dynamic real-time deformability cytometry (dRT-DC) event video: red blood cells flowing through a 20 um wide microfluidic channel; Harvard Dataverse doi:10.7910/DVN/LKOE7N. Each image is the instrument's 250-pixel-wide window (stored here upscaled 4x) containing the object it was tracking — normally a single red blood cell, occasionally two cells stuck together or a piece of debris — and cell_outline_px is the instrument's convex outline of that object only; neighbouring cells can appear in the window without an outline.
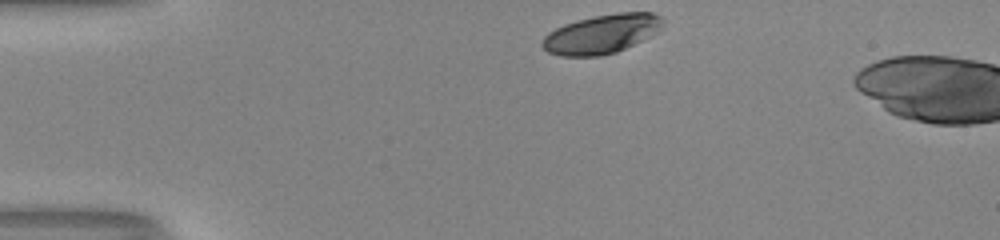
{"species": "human", "species_latin": "Homo sapiens", "temperature_condition": "room temperature", "stored_images_in_passage": 33, "camera_frame_rate_fps": 3000, "um_per_image_px": 0.085, "donor": {"sex": "male"}, "frame": {"image": 1, "passage_image": 1, "time_ms": 0.0, "image_size_px": [1000, 240], "cell_outline_px": [[664, 20], [656, 28], [640, 40], [616, 52], [600, 56], [560, 56], [548, 52], [540, 44], [544, 36], [548, 32], [564, 24], [596, 16], [616, 12], [652, 12], [660, 16]], "centroid_in_image_um": [51.03, 2.89], "position_along_channel_um": 34.0, "area_um2": 26.7}}
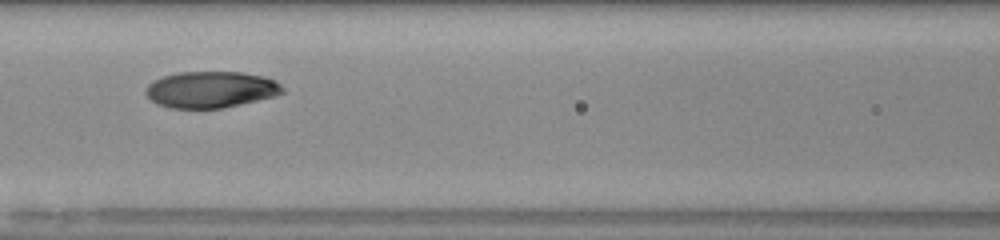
{"frame": {"image": 2, "passage_image": 14, "time_ms": 4.333, "image_size_px": [1000, 240], "cell_outline_px": [[284, 92], [272, 96], [240, 104], [220, 108], [168, 108], [152, 100], [148, 96], [148, 84], [164, 76], [176, 72], [244, 72], [264, 76], [276, 80], [284, 88]], "centroid_in_image_um": [17.96, 7.6], "position_along_channel_um": 148.6, "area_um2": 28.67}}
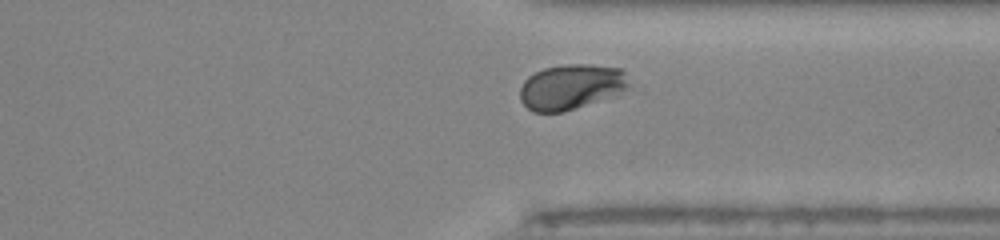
{"frame": {"image": 3, "passage_image": 30, "time_ms": 9.667, "image_size_px": [1000, 240], "cell_outline_px": [[628, 84], [620, 96], [564, 112], [532, 112], [520, 100], [520, 88], [524, 80], [528, 76], [544, 68], [564, 64], [588, 64], [620, 68], [624, 72]], "centroid_in_image_um": [48.56, 7.4], "position_along_channel_um": 362.8, "area_um2": 29.19}, "authors_computed_cell_mechanics": {"area_um2": 29.3046, "velocity_mm_per_s": 4.0054, "shape_relaxation_time_tau1_ms": 4.9848, "shape_relaxation_time_tau2_ms": 1.1082, "deformation_change_tau1": 0.166, "deformation_change_tau2": 0.0438}}